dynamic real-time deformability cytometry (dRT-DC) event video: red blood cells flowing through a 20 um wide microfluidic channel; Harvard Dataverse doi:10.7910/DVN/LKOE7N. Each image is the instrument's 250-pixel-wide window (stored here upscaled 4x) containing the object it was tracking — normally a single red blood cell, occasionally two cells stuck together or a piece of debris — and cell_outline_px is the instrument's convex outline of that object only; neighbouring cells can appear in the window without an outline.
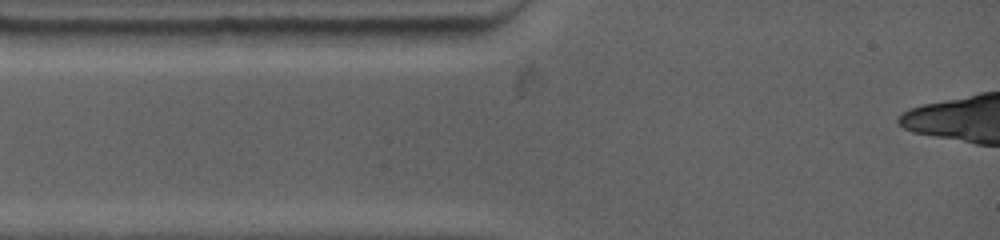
{"species": "common noctule bat (a hibernating species)", "species_latin": "Nyctalus noctula", "temperature_condition": "warm", "stored_images_in_passage": 2, "segment_of_instrument_passage": [1, 2], "camera_frame_rate_fps": 4500, "um_per_image_px": 0.085, "animal": {"sex": "female", "body_mass_g": 19.0, "forearm_length_mm": 53.3}, "frame": {"image": 1, "passage_image": 1, "time_ms": 0.0, "image_size_px": [1000, 240], "cell_outline_px": [[348, 28], [324, 44], [212, 48], [204, 48], [200, 32], [220, 28]], "centroid_in_image_um": [22.7, 3.14], "position_along_channel_um": 62.3, "area_um2": 17.17}}